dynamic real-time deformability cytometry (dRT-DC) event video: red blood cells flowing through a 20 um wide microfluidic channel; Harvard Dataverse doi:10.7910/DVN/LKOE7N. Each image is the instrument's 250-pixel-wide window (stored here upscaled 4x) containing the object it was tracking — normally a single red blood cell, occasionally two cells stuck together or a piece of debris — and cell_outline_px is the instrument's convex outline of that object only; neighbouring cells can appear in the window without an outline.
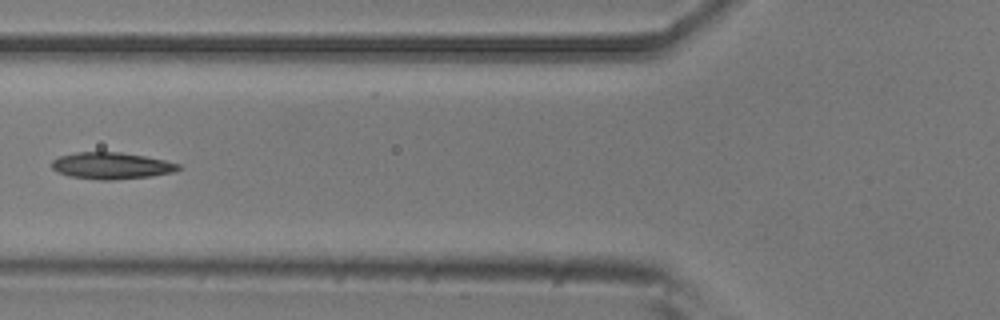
{"species": "common noctule bat (a hibernating species)", "species_latin": "Nyctalus noctula", "temperature_condition": "room temperature", "stored_images_in_passage": 6, "camera_frame_rate_fps": 3000, "um_per_image_px": 0.085, "animal": {"sex": "male", "body_mass_g": 20.5, "forearm_length_mm": 52.5}, "frame": {"image": 1, "passage_image": 6, "time_ms": 1.667, "image_size_px": [1000, 320], "cell_outline_px": [[184, 168], [176, 172], [152, 176], [116, 180], [100, 180], [68, 176], [52, 168], [52, 160], [60, 156], [76, 152], [120, 152], [144, 156], [164, 160], [180, 164]], "centroid_in_image_um": [9.53, 14.09], "position_along_channel_um": 116.3, "area_um2": 19.83}}